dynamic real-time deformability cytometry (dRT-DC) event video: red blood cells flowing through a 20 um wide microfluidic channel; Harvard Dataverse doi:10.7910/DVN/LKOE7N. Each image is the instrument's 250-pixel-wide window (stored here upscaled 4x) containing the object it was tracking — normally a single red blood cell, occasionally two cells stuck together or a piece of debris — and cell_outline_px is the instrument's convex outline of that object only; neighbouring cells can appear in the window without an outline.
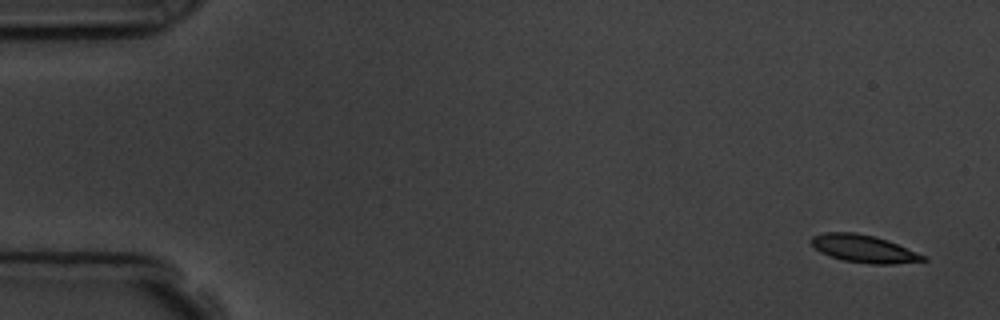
{"species": "common noctule bat (a hibernating species)", "species_latin": "Nyctalus noctula", "temperature_condition": "room temperature", "stored_images_in_passage": 4, "camera_frame_rate_fps": 3000, "um_per_image_px": 0.085, "animal": {"sex": "male", "body_mass_g": 19.5, "forearm_length_mm": 54.6}, "frame": {"image": 1, "passage_image": 1, "time_ms": 0.0, "image_size_px": [1000, 320], "cell_outline_px": [[928, 260], [892, 264], [872, 264], [844, 260], [828, 256], [820, 252], [808, 240], [812, 236], [824, 232], [856, 232], [876, 236], [888, 240], [916, 252], [924, 256]], "centroid_in_image_um": [73.37, 21.12], "position_along_channel_um": 11.6, "area_um2": 17.98}}
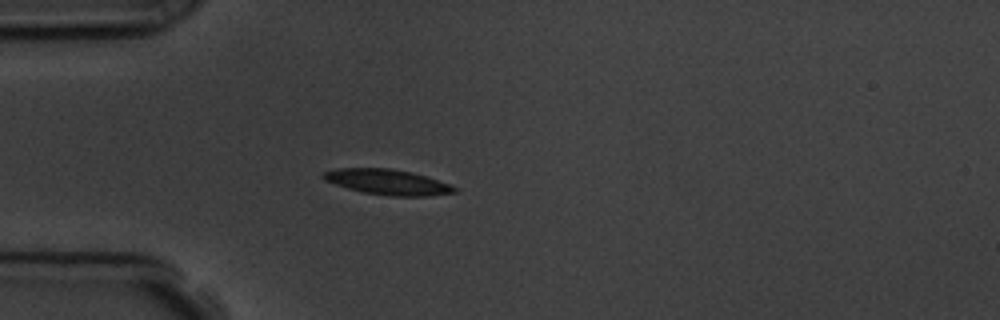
{"frame": {"image": 2, "passage_image": 4, "time_ms": 4.333, "image_size_px": [1000, 320], "cell_outline_px": [[456, 192], [428, 196], [392, 196], [364, 192], [348, 188], [324, 180], [320, 176], [324, 172], [336, 168], [388, 168], [408, 172], [424, 176], [448, 184], [456, 188]], "centroid_in_image_um": [32.89, 15.47], "position_along_channel_um": 52.1, "area_um2": 18.96}}